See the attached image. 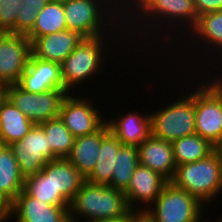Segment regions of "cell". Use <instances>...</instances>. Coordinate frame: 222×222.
Returning a JSON list of instances; mask_svg holds the SVG:
<instances>
[{
	"label": "cell",
	"mask_w": 222,
	"mask_h": 222,
	"mask_svg": "<svg viewBox=\"0 0 222 222\" xmlns=\"http://www.w3.org/2000/svg\"><path fill=\"white\" fill-rule=\"evenodd\" d=\"M124 17L125 27H127L125 32L129 33H126L125 35L126 38L128 36L126 43L130 42L129 44L133 45L137 49L141 46L139 45L140 41L144 39L147 47L148 45H151V48L153 49L152 51L155 52V49L153 48V43L157 44L158 42H160L162 44H159L161 48V51L159 52H161L162 54L165 51H162V48H165L167 42L168 46H172L170 48H174L176 46L174 44L175 41L179 46L177 40H182V36L185 37L186 33L188 34V32L195 26L198 19L193 0H124ZM132 33L134 35H132ZM163 34H166V36H164ZM134 36L136 38L138 37L137 39L139 41L134 38ZM170 36L174 39H172ZM179 36L181 37V39ZM132 37L134 39H132ZM161 39H165V42L163 40L160 41ZM150 40L151 44H149ZM168 40H171V44ZM154 41H156L157 43ZM136 42L139 43L137 44ZM136 45L138 47H136ZM161 45L164 46L162 47Z\"/></svg>",
	"instance_id": "obj_1"
},
{
	"label": "cell",
	"mask_w": 222,
	"mask_h": 222,
	"mask_svg": "<svg viewBox=\"0 0 222 222\" xmlns=\"http://www.w3.org/2000/svg\"><path fill=\"white\" fill-rule=\"evenodd\" d=\"M125 28L124 20L112 32V34L84 38L74 51L64 61H62L60 64L61 75L64 89L66 91L69 93H76L78 91L77 93H79L80 89H78V87H81L82 89L84 88V85L82 86L81 84H86L89 80L91 81V79L96 77L97 74L98 76L99 74H103L100 71L105 70L106 68L104 62H106V58H109L108 56L111 55L110 50L112 51V56H114L113 54L116 52L113 50H116L114 48L117 47L118 43L121 45V48L128 47L123 44V42L125 43V40H127L125 36L126 32H124L126 30ZM117 32L118 34L116 35ZM121 34L122 36H120ZM109 39H111V43H109ZM109 44H112V46ZM108 52H110V54ZM106 53L108 56H105Z\"/></svg>",
	"instance_id": "obj_2"
},
{
	"label": "cell",
	"mask_w": 222,
	"mask_h": 222,
	"mask_svg": "<svg viewBox=\"0 0 222 222\" xmlns=\"http://www.w3.org/2000/svg\"><path fill=\"white\" fill-rule=\"evenodd\" d=\"M63 9L67 29L85 38L111 34L125 20L124 0H71Z\"/></svg>",
	"instance_id": "obj_3"
},
{
	"label": "cell",
	"mask_w": 222,
	"mask_h": 222,
	"mask_svg": "<svg viewBox=\"0 0 222 222\" xmlns=\"http://www.w3.org/2000/svg\"><path fill=\"white\" fill-rule=\"evenodd\" d=\"M131 211L122 190L92 184L87 180L83 182L69 207L71 222L124 217Z\"/></svg>",
	"instance_id": "obj_4"
},
{
	"label": "cell",
	"mask_w": 222,
	"mask_h": 222,
	"mask_svg": "<svg viewBox=\"0 0 222 222\" xmlns=\"http://www.w3.org/2000/svg\"><path fill=\"white\" fill-rule=\"evenodd\" d=\"M169 182L196 197L208 209L222 194V160L212 153L202 160L177 166Z\"/></svg>",
	"instance_id": "obj_5"
},
{
	"label": "cell",
	"mask_w": 222,
	"mask_h": 222,
	"mask_svg": "<svg viewBox=\"0 0 222 222\" xmlns=\"http://www.w3.org/2000/svg\"><path fill=\"white\" fill-rule=\"evenodd\" d=\"M188 37H189V39H188ZM187 38V39H186ZM195 38V39H194ZM184 39V40H183ZM186 39V40H185ZM193 40V41H192ZM183 43L182 44H186L185 46L183 45L181 48H179L178 46H176L175 48V50L174 51H176V50H178V49H182L183 47H186V48H184V49H182L181 50V52L183 51L184 52V50H185V54L184 55H182V57H181V59L184 57V58H186L185 57V55H189V53L191 54V56H193L194 58L190 61V64L192 63V61H194V60H196L197 61V59H200V62L198 63V65L200 64V63H202V61L204 62L205 61V65H207V66H202L203 65V63L202 64H200L198 67H197V65H195V67H193V68H190L191 66H188L189 68H188V70L190 71V72H192L191 71V69L194 71H196L197 73H198V70H200L199 72H200V74L203 72V73H205V70L203 71L202 69L205 67V69H207L206 71V74L207 73H209V72H212V71H215V70H217L216 72H219V68H221L222 67V10H219V11H215V12H209V13H205V14H202L201 16H199L198 17V19H197V22H196V24H195V26L188 32V34H186V36L184 37V38H182V40H181ZM188 41H191V42H188V44H187V42ZM190 44V45H189ZM192 44L194 45V46H192ZM188 46V47H187ZM190 46V47H189ZM197 46H199V47H197ZM194 47H195V49H194ZM178 48V49H177ZM190 48V50H188V49ZM191 48H193V50H191ZM207 48V49H206ZM197 49L199 50V51H197ZM202 49V50H201ZM189 53H188V52ZM191 51V52H190ZM194 51V52H193ZM198 52V53H200V54H198V53H196V54H194L195 52ZM204 51V52H203ZM203 54H202V53ZM216 53V54H215ZM193 54V55H192ZM195 55H198V57L200 56V58H198L197 56H195ZM215 55H217L216 57H215ZM219 55V56H218ZM221 55V56H220ZM204 56L206 57V58H204ZM211 56V57H210ZM197 57V59H195ZM202 57H203V59H202ZM214 57V58H213ZM208 58H209V60H208ZM211 58V59H210ZM217 58V59H216ZM201 59H202V61H201ZM216 59V60H215ZM207 60V61H206ZM211 60V61H210ZM219 60H221V61H219ZM211 63V64H209V62ZM212 61H215L214 63L212 62ZM206 62H207V64H206ZM215 64V65H214ZM216 64L218 65V66H216ZM210 65V66H209ZM214 65V66H213ZM208 66L211 68V66H213V69L211 68L210 70H212V71H210L209 70V68H208ZM221 66V67H220ZM199 67H200V69H199ZM203 67V68H202ZM195 68H197L198 70H196ZM220 72H222V68H221V70H220Z\"/></svg>",
	"instance_id": "obj_6"
},
{
	"label": "cell",
	"mask_w": 222,
	"mask_h": 222,
	"mask_svg": "<svg viewBox=\"0 0 222 222\" xmlns=\"http://www.w3.org/2000/svg\"><path fill=\"white\" fill-rule=\"evenodd\" d=\"M180 92L178 100L166 105L163 102L164 106L150 112L152 136L173 142L195 133V90L191 88L183 95V90Z\"/></svg>",
	"instance_id": "obj_7"
},
{
	"label": "cell",
	"mask_w": 222,
	"mask_h": 222,
	"mask_svg": "<svg viewBox=\"0 0 222 222\" xmlns=\"http://www.w3.org/2000/svg\"><path fill=\"white\" fill-rule=\"evenodd\" d=\"M210 74L199 73L204 82L200 79L199 82L196 80L198 84L192 83L196 84L195 133L213 144L222 129V73L216 74L215 71Z\"/></svg>",
	"instance_id": "obj_8"
},
{
	"label": "cell",
	"mask_w": 222,
	"mask_h": 222,
	"mask_svg": "<svg viewBox=\"0 0 222 222\" xmlns=\"http://www.w3.org/2000/svg\"><path fill=\"white\" fill-rule=\"evenodd\" d=\"M141 215L149 222H208L206 209L196 197L170 182ZM203 215V216H202Z\"/></svg>",
	"instance_id": "obj_9"
},
{
	"label": "cell",
	"mask_w": 222,
	"mask_h": 222,
	"mask_svg": "<svg viewBox=\"0 0 222 222\" xmlns=\"http://www.w3.org/2000/svg\"><path fill=\"white\" fill-rule=\"evenodd\" d=\"M68 94L69 92L65 89L34 94L24 91L17 84L6 86V97L33 124L59 117L62 104Z\"/></svg>",
	"instance_id": "obj_10"
},
{
	"label": "cell",
	"mask_w": 222,
	"mask_h": 222,
	"mask_svg": "<svg viewBox=\"0 0 222 222\" xmlns=\"http://www.w3.org/2000/svg\"><path fill=\"white\" fill-rule=\"evenodd\" d=\"M76 94L69 93L65 98L60 119L74 137L96 133L107 123L105 112L99 111L100 108L95 106L92 99L88 101L89 95L84 97Z\"/></svg>",
	"instance_id": "obj_11"
},
{
	"label": "cell",
	"mask_w": 222,
	"mask_h": 222,
	"mask_svg": "<svg viewBox=\"0 0 222 222\" xmlns=\"http://www.w3.org/2000/svg\"><path fill=\"white\" fill-rule=\"evenodd\" d=\"M24 178L39 173L48 161L58 159L52 152L44 130L34 124L20 140L9 145Z\"/></svg>",
	"instance_id": "obj_12"
},
{
	"label": "cell",
	"mask_w": 222,
	"mask_h": 222,
	"mask_svg": "<svg viewBox=\"0 0 222 222\" xmlns=\"http://www.w3.org/2000/svg\"><path fill=\"white\" fill-rule=\"evenodd\" d=\"M31 53V42L26 35L0 32V85L19 82Z\"/></svg>",
	"instance_id": "obj_13"
},
{
	"label": "cell",
	"mask_w": 222,
	"mask_h": 222,
	"mask_svg": "<svg viewBox=\"0 0 222 222\" xmlns=\"http://www.w3.org/2000/svg\"><path fill=\"white\" fill-rule=\"evenodd\" d=\"M168 183L169 181L159 173L139 164L128 187L123 191L128 207L137 214H142Z\"/></svg>",
	"instance_id": "obj_14"
},
{
	"label": "cell",
	"mask_w": 222,
	"mask_h": 222,
	"mask_svg": "<svg viewBox=\"0 0 222 222\" xmlns=\"http://www.w3.org/2000/svg\"><path fill=\"white\" fill-rule=\"evenodd\" d=\"M69 207L46 204L22 190L10 204L7 222H71Z\"/></svg>",
	"instance_id": "obj_15"
},
{
	"label": "cell",
	"mask_w": 222,
	"mask_h": 222,
	"mask_svg": "<svg viewBox=\"0 0 222 222\" xmlns=\"http://www.w3.org/2000/svg\"><path fill=\"white\" fill-rule=\"evenodd\" d=\"M17 85L28 93L40 94L50 90L64 89L61 65L30 55L27 68Z\"/></svg>",
	"instance_id": "obj_16"
},
{
	"label": "cell",
	"mask_w": 222,
	"mask_h": 222,
	"mask_svg": "<svg viewBox=\"0 0 222 222\" xmlns=\"http://www.w3.org/2000/svg\"><path fill=\"white\" fill-rule=\"evenodd\" d=\"M79 32L62 30L35 38L31 42L32 54L42 60L61 64L84 40Z\"/></svg>",
	"instance_id": "obj_17"
},
{
	"label": "cell",
	"mask_w": 222,
	"mask_h": 222,
	"mask_svg": "<svg viewBox=\"0 0 222 222\" xmlns=\"http://www.w3.org/2000/svg\"><path fill=\"white\" fill-rule=\"evenodd\" d=\"M131 111L112 116L107 119V124L110 132L123 145L138 147L151 135L150 112L142 114L136 110Z\"/></svg>",
	"instance_id": "obj_18"
},
{
	"label": "cell",
	"mask_w": 222,
	"mask_h": 222,
	"mask_svg": "<svg viewBox=\"0 0 222 222\" xmlns=\"http://www.w3.org/2000/svg\"><path fill=\"white\" fill-rule=\"evenodd\" d=\"M139 164L159 173L168 181L174 175L176 163L172 142L150 135L138 146Z\"/></svg>",
	"instance_id": "obj_19"
},
{
	"label": "cell",
	"mask_w": 222,
	"mask_h": 222,
	"mask_svg": "<svg viewBox=\"0 0 222 222\" xmlns=\"http://www.w3.org/2000/svg\"><path fill=\"white\" fill-rule=\"evenodd\" d=\"M109 132L110 128L106 123L96 133L75 137L72 150L66 159L72 163L85 178L95 169L102 139Z\"/></svg>",
	"instance_id": "obj_20"
},
{
	"label": "cell",
	"mask_w": 222,
	"mask_h": 222,
	"mask_svg": "<svg viewBox=\"0 0 222 222\" xmlns=\"http://www.w3.org/2000/svg\"><path fill=\"white\" fill-rule=\"evenodd\" d=\"M45 175H50L56 191L71 202L81 188L86 178L66 158L50 160L41 170Z\"/></svg>",
	"instance_id": "obj_21"
},
{
	"label": "cell",
	"mask_w": 222,
	"mask_h": 222,
	"mask_svg": "<svg viewBox=\"0 0 222 222\" xmlns=\"http://www.w3.org/2000/svg\"><path fill=\"white\" fill-rule=\"evenodd\" d=\"M33 125L6 97L0 107V140L9 146L20 141Z\"/></svg>",
	"instance_id": "obj_22"
},
{
	"label": "cell",
	"mask_w": 222,
	"mask_h": 222,
	"mask_svg": "<svg viewBox=\"0 0 222 222\" xmlns=\"http://www.w3.org/2000/svg\"><path fill=\"white\" fill-rule=\"evenodd\" d=\"M25 178L9 146L0 152V196L10 205L24 190Z\"/></svg>",
	"instance_id": "obj_23"
},
{
	"label": "cell",
	"mask_w": 222,
	"mask_h": 222,
	"mask_svg": "<svg viewBox=\"0 0 222 222\" xmlns=\"http://www.w3.org/2000/svg\"><path fill=\"white\" fill-rule=\"evenodd\" d=\"M123 144L109 132L103 139L95 169L86 178L92 184L110 186L115 167L116 154Z\"/></svg>",
	"instance_id": "obj_24"
},
{
	"label": "cell",
	"mask_w": 222,
	"mask_h": 222,
	"mask_svg": "<svg viewBox=\"0 0 222 222\" xmlns=\"http://www.w3.org/2000/svg\"><path fill=\"white\" fill-rule=\"evenodd\" d=\"M66 29L63 3L51 0L39 11L34 27L26 37L32 42L35 38Z\"/></svg>",
	"instance_id": "obj_25"
},
{
	"label": "cell",
	"mask_w": 222,
	"mask_h": 222,
	"mask_svg": "<svg viewBox=\"0 0 222 222\" xmlns=\"http://www.w3.org/2000/svg\"><path fill=\"white\" fill-rule=\"evenodd\" d=\"M176 166L202 160L212 154V144L194 133L172 142Z\"/></svg>",
	"instance_id": "obj_26"
},
{
	"label": "cell",
	"mask_w": 222,
	"mask_h": 222,
	"mask_svg": "<svg viewBox=\"0 0 222 222\" xmlns=\"http://www.w3.org/2000/svg\"><path fill=\"white\" fill-rule=\"evenodd\" d=\"M24 191L33 198L41 202L54 206H70V202L56 191L52 184L50 175H45L42 171L25 178Z\"/></svg>",
	"instance_id": "obj_27"
},
{
	"label": "cell",
	"mask_w": 222,
	"mask_h": 222,
	"mask_svg": "<svg viewBox=\"0 0 222 222\" xmlns=\"http://www.w3.org/2000/svg\"><path fill=\"white\" fill-rule=\"evenodd\" d=\"M115 157L116 162L110 187L124 191L128 187L136 167L139 165L138 147L122 145Z\"/></svg>",
	"instance_id": "obj_28"
},
{
	"label": "cell",
	"mask_w": 222,
	"mask_h": 222,
	"mask_svg": "<svg viewBox=\"0 0 222 222\" xmlns=\"http://www.w3.org/2000/svg\"><path fill=\"white\" fill-rule=\"evenodd\" d=\"M45 132L53 154L57 158H67L74 145L75 137L64 125L60 117L39 124Z\"/></svg>",
	"instance_id": "obj_29"
},
{
	"label": "cell",
	"mask_w": 222,
	"mask_h": 222,
	"mask_svg": "<svg viewBox=\"0 0 222 222\" xmlns=\"http://www.w3.org/2000/svg\"><path fill=\"white\" fill-rule=\"evenodd\" d=\"M23 0H0V32L16 33V19Z\"/></svg>",
	"instance_id": "obj_30"
},
{
	"label": "cell",
	"mask_w": 222,
	"mask_h": 222,
	"mask_svg": "<svg viewBox=\"0 0 222 222\" xmlns=\"http://www.w3.org/2000/svg\"><path fill=\"white\" fill-rule=\"evenodd\" d=\"M40 10L38 6L23 5L21 3L16 19V33L27 35L33 29Z\"/></svg>",
	"instance_id": "obj_31"
},
{
	"label": "cell",
	"mask_w": 222,
	"mask_h": 222,
	"mask_svg": "<svg viewBox=\"0 0 222 222\" xmlns=\"http://www.w3.org/2000/svg\"><path fill=\"white\" fill-rule=\"evenodd\" d=\"M197 17L202 14L222 10V0H193Z\"/></svg>",
	"instance_id": "obj_32"
},
{
	"label": "cell",
	"mask_w": 222,
	"mask_h": 222,
	"mask_svg": "<svg viewBox=\"0 0 222 222\" xmlns=\"http://www.w3.org/2000/svg\"><path fill=\"white\" fill-rule=\"evenodd\" d=\"M135 211H131L127 216L117 217L113 219H95L87 222H133L134 219L138 216Z\"/></svg>",
	"instance_id": "obj_33"
},
{
	"label": "cell",
	"mask_w": 222,
	"mask_h": 222,
	"mask_svg": "<svg viewBox=\"0 0 222 222\" xmlns=\"http://www.w3.org/2000/svg\"><path fill=\"white\" fill-rule=\"evenodd\" d=\"M10 205L0 196V222H7Z\"/></svg>",
	"instance_id": "obj_34"
},
{
	"label": "cell",
	"mask_w": 222,
	"mask_h": 222,
	"mask_svg": "<svg viewBox=\"0 0 222 222\" xmlns=\"http://www.w3.org/2000/svg\"><path fill=\"white\" fill-rule=\"evenodd\" d=\"M212 152L222 160V129L217 139L212 144Z\"/></svg>",
	"instance_id": "obj_35"
},
{
	"label": "cell",
	"mask_w": 222,
	"mask_h": 222,
	"mask_svg": "<svg viewBox=\"0 0 222 222\" xmlns=\"http://www.w3.org/2000/svg\"><path fill=\"white\" fill-rule=\"evenodd\" d=\"M51 0H23V5H30V6H38L42 9L45 5H47Z\"/></svg>",
	"instance_id": "obj_36"
},
{
	"label": "cell",
	"mask_w": 222,
	"mask_h": 222,
	"mask_svg": "<svg viewBox=\"0 0 222 222\" xmlns=\"http://www.w3.org/2000/svg\"><path fill=\"white\" fill-rule=\"evenodd\" d=\"M5 98H6V86L0 85V107Z\"/></svg>",
	"instance_id": "obj_37"
},
{
	"label": "cell",
	"mask_w": 222,
	"mask_h": 222,
	"mask_svg": "<svg viewBox=\"0 0 222 222\" xmlns=\"http://www.w3.org/2000/svg\"><path fill=\"white\" fill-rule=\"evenodd\" d=\"M133 222H149V221L140 214L134 219Z\"/></svg>",
	"instance_id": "obj_38"
},
{
	"label": "cell",
	"mask_w": 222,
	"mask_h": 222,
	"mask_svg": "<svg viewBox=\"0 0 222 222\" xmlns=\"http://www.w3.org/2000/svg\"><path fill=\"white\" fill-rule=\"evenodd\" d=\"M6 145L0 140V152Z\"/></svg>",
	"instance_id": "obj_39"
},
{
	"label": "cell",
	"mask_w": 222,
	"mask_h": 222,
	"mask_svg": "<svg viewBox=\"0 0 222 222\" xmlns=\"http://www.w3.org/2000/svg\"><path fill=\"white\" fill-rule=\"evenodd\" d=\"M53 1L64 3V2H67V1H71V0H53Z\"/></svg>",
	"instance_id": "obj_40"
},
{
	"label": "cell",
	"mask_w": 222,
	"mask_h": 222,
	"mask_svg": "<svg viewBox=\"0 0 222 222\" xmlns=\"http://www.w3.org/2000/svg\"><path fill=\"white\" fill-rule=\"evenodd\" d=\"M219 220V221H218ZM211 220H209L208 222H210ZM211 222H213V221H211ZM216 222H222V218L220 217V219L218 218L217 220H216Z\"/></svg>",
	"instance_id": "obj_41"
}]
</instances>
